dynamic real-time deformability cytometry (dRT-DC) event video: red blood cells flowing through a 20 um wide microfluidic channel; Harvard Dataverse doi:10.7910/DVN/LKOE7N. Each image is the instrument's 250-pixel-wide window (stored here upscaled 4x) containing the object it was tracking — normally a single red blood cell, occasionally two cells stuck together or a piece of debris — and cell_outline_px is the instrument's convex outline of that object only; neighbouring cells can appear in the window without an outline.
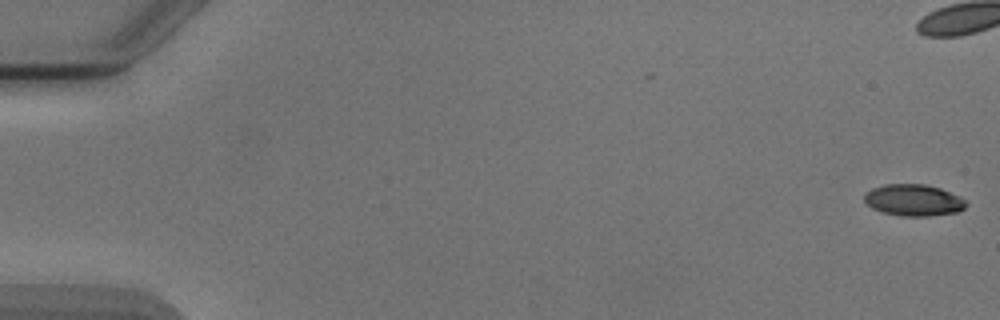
{"species": "Egyptian fruit bat (a non-hibernating species)", "species_latin": "Rousettus aegyptiacus", "temperature_condition": "cold", "stored_images_in_passage": 4, "camera_frame_rate_fps": 3000, "um_per_image_px": 0.085, "animal": {"sex": "male"}, "frame": {"image": 1, "passage_image": 1, "time_ms": 0.0, "image_size_px": [1000, 320], "cell_outline_px": [[968, 204], [964, 208], [956, 212], [928, 216], [900, 216], [884, 212], [872, 208], [864, 200], [864, 192], [872, 188], [884, 184], [924, 184], [940, 188], [960, 196]], "centroid_in_image_um": [77.64, 17.0], "position_along_channel_um": 7.4, "area_um2": 18.73}}